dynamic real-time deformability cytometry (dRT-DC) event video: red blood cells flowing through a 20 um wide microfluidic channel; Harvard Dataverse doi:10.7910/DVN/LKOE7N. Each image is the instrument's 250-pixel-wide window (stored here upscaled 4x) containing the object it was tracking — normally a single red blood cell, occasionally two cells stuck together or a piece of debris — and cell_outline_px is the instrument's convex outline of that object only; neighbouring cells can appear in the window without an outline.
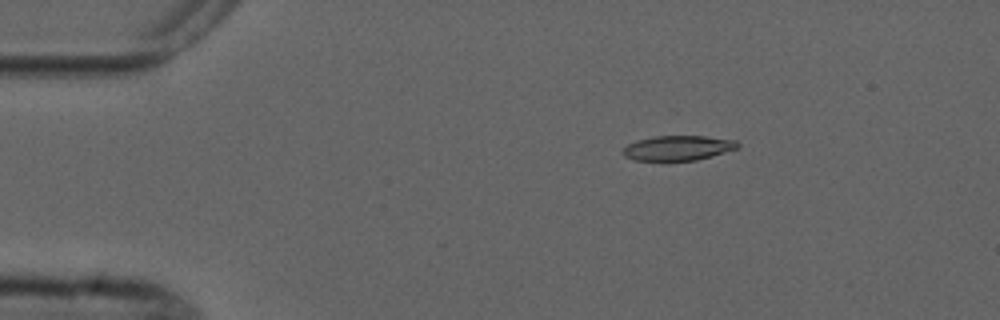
{"species": "common noctule bat (a hibernating species)", "species_latin": "Nyctalus noctula", "temperature_condition": "cold", "stored_images_in_passage": 4, "camera_frame_rate_fps": 3000, "um_per_image_px": 0.085, "animal": {"sex": "male", "forearm_length_mm": 52.5}, "frame": {"image": 1, "passage_image": 2, "time_ms": 2.0, "image_size_px": [1000, 320], "cell_outline_px": [[740, 148], [712, 156], [696, 160], [636, 160], [624, 156], [620, 152], [628, 144], [636, 140], [652, 136], [704, 136], [736, 140], [740, 144]], "centroid_in_image_um": [57.64, 12.57], "position_along_channel_um": 27.4, "area_um2": 16.7}}
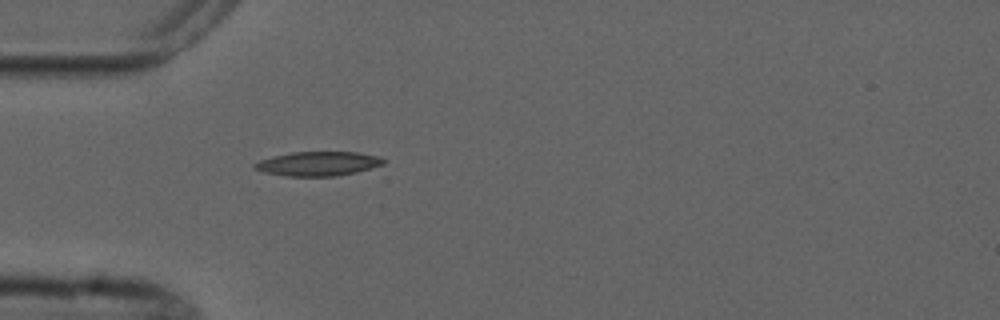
{"frame": {"image": 2, "passage_image": 4, "time_ms": 4.333, "image_size_px": [1000, 320], "cell_outline_px": [[388, 160], [384, 164], [356, 172], [336, 176], [288, 176], [264, 172], [252, 168], [252, 164], [260, 160], [272, 156], [292, 152], [356, 152], [376, 156]], "centroid_in_image_um": [27.01, 13.91], "position_along_channel_um": 58.0, "area_um2": 18.21}}